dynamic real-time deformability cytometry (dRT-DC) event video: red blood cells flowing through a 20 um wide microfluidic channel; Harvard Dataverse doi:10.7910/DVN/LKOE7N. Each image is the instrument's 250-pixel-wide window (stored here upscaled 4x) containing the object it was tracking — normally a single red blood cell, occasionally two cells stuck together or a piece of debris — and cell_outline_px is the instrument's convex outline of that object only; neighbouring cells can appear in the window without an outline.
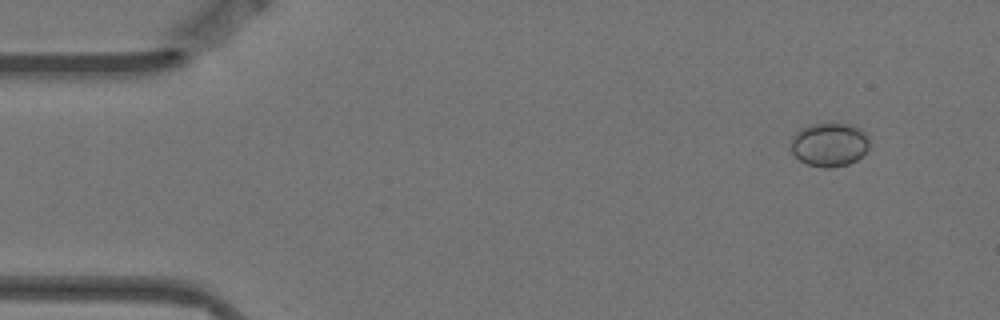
{"species": "Egyptian fruit bat (a non-hibernating species)", "species_latin": "Rousettus aegyptiacus", "temperature_condition": "warm", "stored_images_in_passage": 4, "camera_frame_rate_fps": 3000, "um_per_image_px": 0.085, "animal": {"sex": "female"}, "frame": {"image": 1, "passage_image": 1, "time_ms": 0.0, "image_size_px": [1000, 320], "cell_outline_px": [[868, 148], [856, 160], [848, 164], [832, 168], [824, 168], [808, 164], [800, 160], [788, 148], [788, 144], [792, 136], [800, 128], [808, 124], [852, 124], [860, 128], [864, 132], [868, 140]], "centroid_in_image_um": [70.44, 12.28], "position_along_channel_um": 14.6, "area_um2": 20.17}}
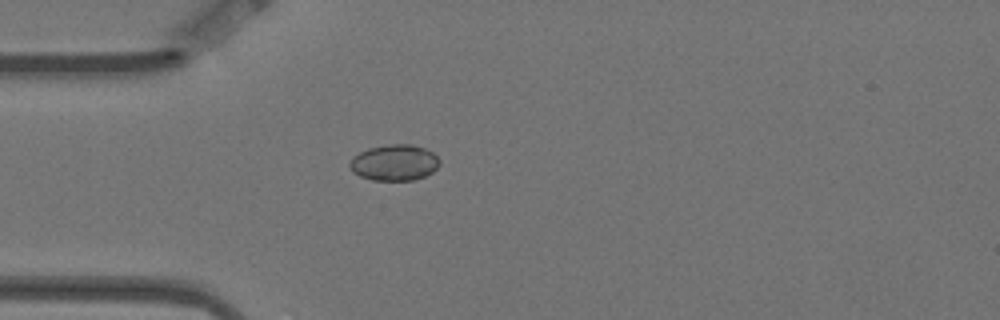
{"frame": {"image": 2, "passage_image": 4, "time_ms": 1.0, "image_size_px": [1000, 320], "cell_outline_px": [[440, 164], [432, 172], [424, 176], [412, 180], [372, 180], [360, 176], [352, 172], [348, 168], [348, 164], [352, 156], [368, 148], [388, 144], [412, 144], [424, 148], [432, 152], [440, 160]], "centroid_in_image_um": [33.48, 13.82], "position_along_channel_um": 51.5, "area_um2": 19.02}}